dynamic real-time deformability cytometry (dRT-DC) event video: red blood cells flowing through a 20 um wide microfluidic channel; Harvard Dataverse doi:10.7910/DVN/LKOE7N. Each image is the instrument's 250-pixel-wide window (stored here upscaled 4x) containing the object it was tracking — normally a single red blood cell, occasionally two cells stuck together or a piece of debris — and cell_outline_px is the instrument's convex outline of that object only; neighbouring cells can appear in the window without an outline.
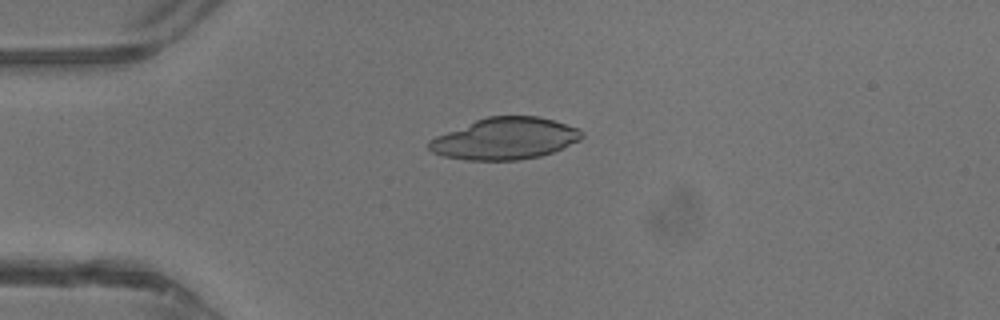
{"species": "common noctule bat (a hibernating species)", "species_latin": "Nyctalus noctula", "temperature_condition": "warm", "stored_images_in_passage": 33, "camera_frame_rate_fps": 3000, "um_per_image_px": 0.085, "animal": {"sex": "male", "body_mass_g": 13.3}, "frame": {"image": 1, "passage_image": 1, "time_ms": 0.0, "image_size_px": [1000, 320], "cell_outline_px": [[584, 136], [580, 140], [552, 152], [540, 156], [520, 160], [468, 160], [444, 156], [432, 152], [428, 148], [428, 140], [436, 136], [476, 120], [488, 116], [536, 116], [552, 120], [580, 128], [584, 132]], "centroid_in_image_um": [42.94, 11.78], "position_along_channel_um": 42.1, "area_um2": 36.99}}
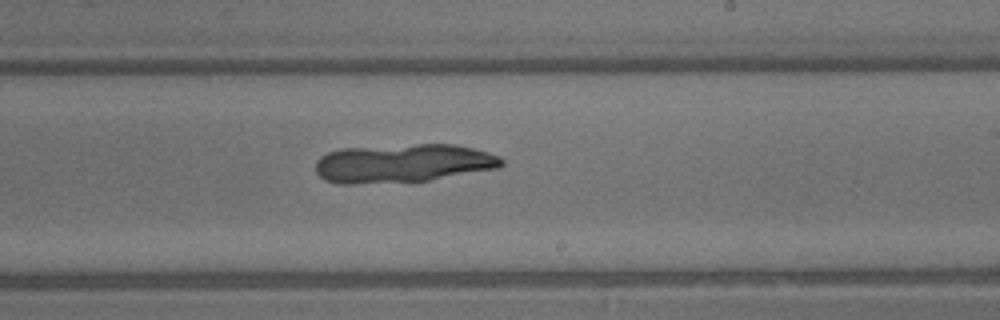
{"frame": {"image": 2, "passage_image": 16, "time_ms": 5.0, "image_size_px": [1000, 320], "cell_outline_px": [[504, 164], [496, 168], [428, 180], [352, 184], [340, 184], [324, 180], [316, 172], [316, 164], [320, 156], [328, 152], [340, 148], [416, 144], [456, 144], [488, 152], [500, 156], [504, 160]], "centroid_in_image_um": [34.23, 13.87], "position_along_channel_um": 254.8, "area_um2": 41.73}}
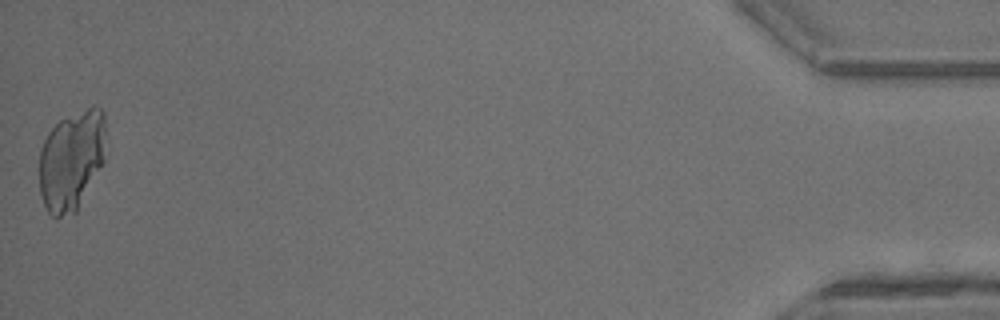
{"frame": {"image": 3, "passage_image": 33, "time_ms": 10.667, "image_size_px": [1000, 320], "cell_outline_px": [[104, 160], [76, 212], [56, 220], [48, 212], [44, 204], [40, 192], [40, 148], [48, 132], [60, 120], [92, 104], [96, 104], [104, 112]], "centroid_in_image_um": [6.07, 13.62], "position_along_channel_um": 429.1, "area_um2": 38.9}}